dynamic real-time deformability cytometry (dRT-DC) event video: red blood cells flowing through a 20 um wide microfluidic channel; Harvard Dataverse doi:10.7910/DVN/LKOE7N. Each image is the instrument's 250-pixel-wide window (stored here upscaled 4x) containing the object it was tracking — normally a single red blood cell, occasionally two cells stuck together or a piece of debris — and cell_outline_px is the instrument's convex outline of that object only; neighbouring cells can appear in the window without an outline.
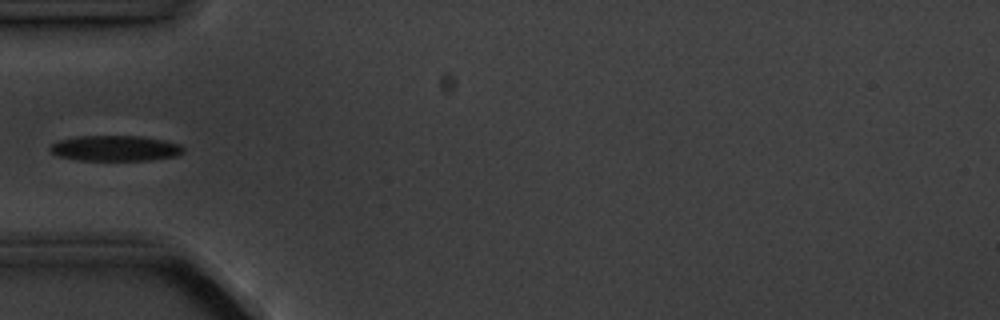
{"species": "common noctule bat (a hibernating species)", "species_latin": "Nyctalus noctula", "temperature_condition": "cold", "stored_images_in_passage": 6, "camera_frame_rate_fps": 3000, "um_per_image_px": 0.085, "animal": {"sex": "male", "body_mass_g": 20.1, "forearm_length_mm": 53.5}, "frame": {"image": 1, "passage_image": 4, "time_ms": 3.667, "image_size_px": [1000, 320], "cell_outline_px": [[184, 152], [176, 156], [148, 160], [80, 160], [56, 156], [48, 148], [52, 144], [60, 140], [76, 136], [140, 136], [164, 140], [180, 144], [184, 148]], "centroid_in_image_um": [9.79, 12.6], "position_along_channel_um": 75.2, "area_um2": 19.83}}
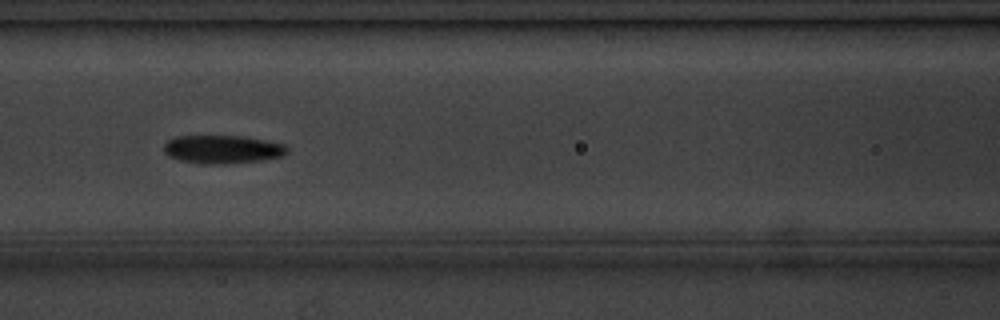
{"frame": {"image": 2, "passage_image": 6, "time_ms": 5.667, "image_size_px": [1000, 320], "cell_outline_px": [[288, 152], [284, 156], [260, 160], [224, 164], [200, 164], [180, 160], [168, 156], [164, 152], [164, 144], [168, 140], [176, 136], [244, 136], [284, 144], [288, 148]], "centroid_in_image_um": [18.9, 12.69], "position_along_channel_um": 147.7, "area_um2": 20.4}}